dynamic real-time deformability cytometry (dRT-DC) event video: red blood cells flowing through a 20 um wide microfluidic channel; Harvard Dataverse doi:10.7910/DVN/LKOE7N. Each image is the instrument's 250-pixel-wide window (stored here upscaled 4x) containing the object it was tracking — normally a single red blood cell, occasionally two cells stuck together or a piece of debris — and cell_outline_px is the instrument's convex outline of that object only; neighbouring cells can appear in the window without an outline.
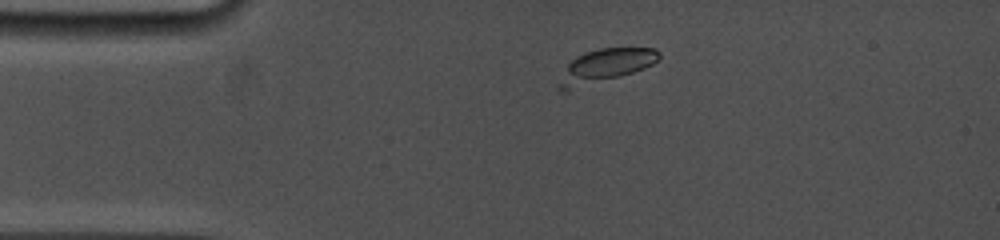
{"species": "common noctule bat (a hibernating species)", "species_latin": "Nyctalus noctula", "temperature_condition": "cold", "stored_images_in_passage": 4, "camera_frame_rate_fps": 5000, "um_per_image_px": 0.085, "animal": {"sex": "female", "body_mass_g": 19.0, "forearm_length_mm": 53.3}, "frame": {"image": 1, "passage_image": 2, "time_ms": 1.2, "image_size_px": [1000, 240], "cell_outline_px": [[660, 56], [652, 64], [644, 68], [620, 76], [568, 92], [560, 92], [556, 88], [556, 84], [568, 64], [576, 56], [584, 52], [600, 48], [656, 48], [660, 52]], "centroid_in_image_um": [51.36, 5.63], "position_along_channel_um": 33.6, "area_um2": 19.59}}
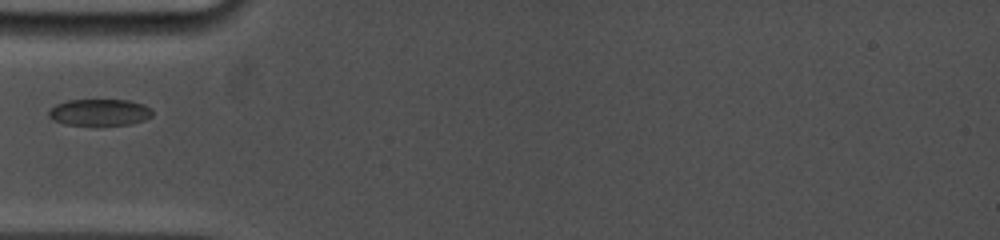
{"frame": {"image": 2, "passage_image": 4, "time_ms": 3.4, "image_size_px": [1000, 240], "cell_outline_px": [[152, 116], [144, 120], [128, 124], [100, 128], [96, 128], [64, 124], [52, 120], [48, 116], [48, 108], [56, 104], [68, 100], [128, 100], [144, 104], [152, 112]], "centroid_in_image_um": [8.4, 9.6], "position_along_channel_um": 76.6, "area_um2": 16.88}}